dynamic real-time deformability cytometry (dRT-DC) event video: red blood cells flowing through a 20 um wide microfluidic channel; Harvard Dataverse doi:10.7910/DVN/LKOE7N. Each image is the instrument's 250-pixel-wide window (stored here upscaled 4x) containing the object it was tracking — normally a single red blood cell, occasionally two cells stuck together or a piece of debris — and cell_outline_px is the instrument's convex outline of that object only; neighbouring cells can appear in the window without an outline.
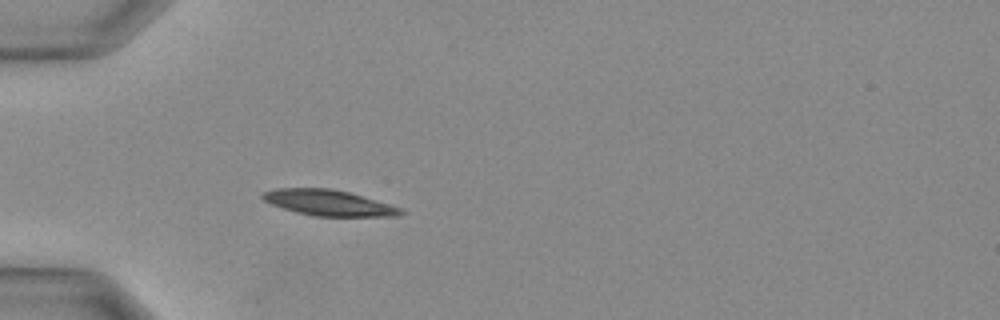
{"species": "Egyptian fruit bat (a non-hibernating species)", "species_latin": "Rousettus aegyptiacus", "temperature_condition": "warm", "stored_images_in_passage": 17, "camera_frame_rate_fps": 3000, "um_per_image_px": 0.085, "animal": {"sex": "female"}, "frame": {"image": 1, "passage_image": 1, "time_ms": 0.0, "image_size_px": [1000, 320], "cell_outline_px": [[404, 212], [400, 216], [316, 216], [296, 212], [272, 204], [264, 200], [260, 196], [264, 192], [276, 188], [328, 188], [348, 192], [388, 204], [400, 208]], "centroid_in_image_um": [27.91, 17.24], "position_along_channel_um": 57.1, "area_um2": 20.35}}